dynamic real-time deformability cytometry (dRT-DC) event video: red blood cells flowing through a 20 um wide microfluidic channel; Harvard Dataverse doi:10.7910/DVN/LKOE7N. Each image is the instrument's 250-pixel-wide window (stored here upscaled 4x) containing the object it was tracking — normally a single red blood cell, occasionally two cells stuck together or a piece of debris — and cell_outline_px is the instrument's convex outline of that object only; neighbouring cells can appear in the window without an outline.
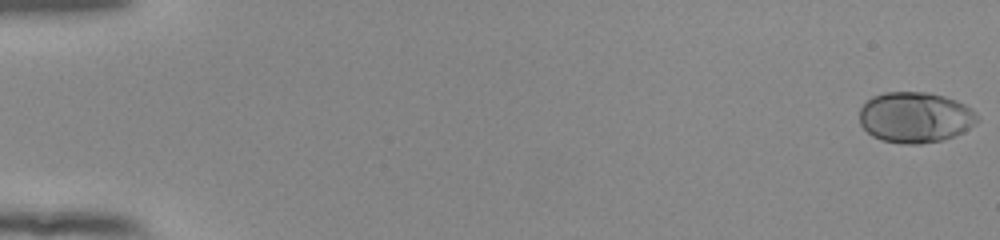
{"species": "human", "species_latin": "Homo sapiens", "temperature_condition": "room temperature", "stored_images_in_passage": 54, "camera_frame_rate_fps": 3000, "um_per_image_px": 0.085, "donor": {"sex": "female"}, "frame": {"image": 1, "passage_image": 1, "time_ms": 0.0, "image_size_px": [1000, 240], "cell_outline_px": [[980, 120], [964, 132], [956, 136], [940, 140], [920, 144], [904, 144], [880, 140], [872, 136], [860, 124], [860, 108], [872, 96], [884, 92], [928, 92], [944, 96], [956, 100], [972, 108], [976, 112]], "centroid_in_image_um": [77.81, 9.97], "position_along_channel_um": 7.2, "area_um2": 35.14}}
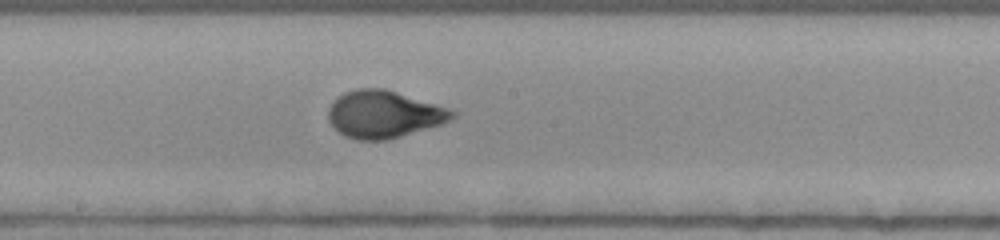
{"frame": {"image": 2, "passage_image": 31, "time_ms": 10.0, "image_size_px": [1000, 240], "cell_outline_px": [[456, 116], [452, 120], [440, 124], [388, 140], [356, 140], [344, 136], [328, 120], [328, 108], [332, 100], [344, 92], [356, 88], [384, 88], [448, 108], [456, 112]], "centroid_in_image_um": [32.6, 9.71], "position_along_channel_um": 215.6, "area_um2": 34.1}}
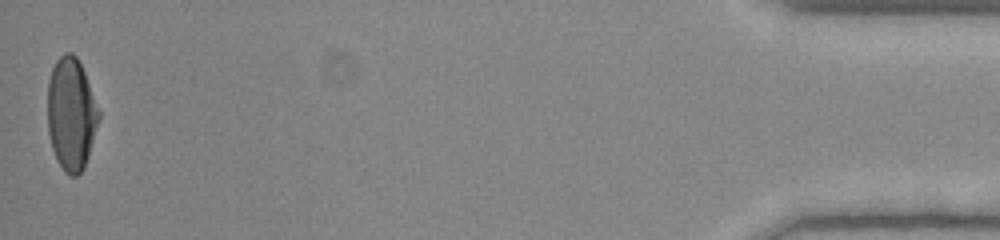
{"frame": {"image": 3, "passage_image": 54, "time_ms": 17.667, "image_size_px": [1000, 240], "cell_outline_px": [[100, 120], [84, 168], [76, 176], [72, 176], [64, 172], [56, 160], [52, 148], [48, 132], [48, 80], [52, 68], [56, 60], [64, 52], [72, 52], [76, 56], [84, 72], [100, 112]], "centroid_in_image_um": [6.05, 9.7], "position_along_channel_um": 429.2, "area_um2": 33.7}, "authors_computed_cell_mechanics": {"area_um2": 33.235, "velocity_mm_per_s": 3.9072, "shape_relaxation_time_tau1_ms": 3.7098, "shape_relaxation_time_tau2_ms": null, "deformation_change_tau1": 0.1952, "deformation_change_tau2": null}}